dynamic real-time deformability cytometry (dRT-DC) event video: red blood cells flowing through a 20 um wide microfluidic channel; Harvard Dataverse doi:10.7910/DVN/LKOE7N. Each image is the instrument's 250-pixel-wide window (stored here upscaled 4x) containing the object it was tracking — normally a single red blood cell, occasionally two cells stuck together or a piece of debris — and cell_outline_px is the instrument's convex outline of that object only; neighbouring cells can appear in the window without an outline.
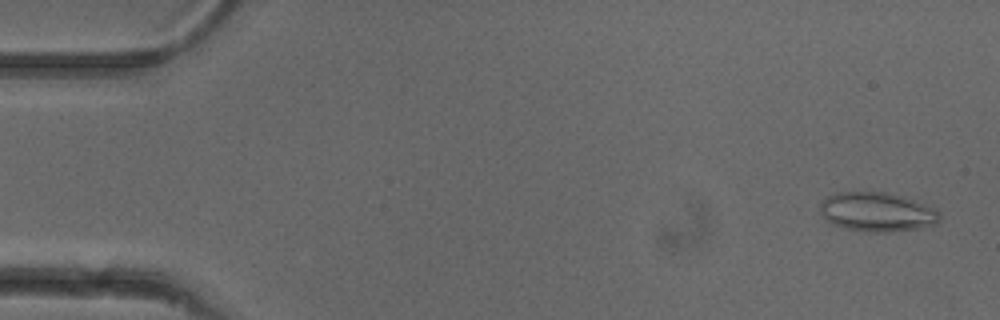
{"species": "common noctule bat (a hibernating species)", "species_latin": "Nyctalus noctula", "temperature_condition": "cold", "stored_images_in_passage": 52, "camera_frame_rate_fps": 3000, "um_per_image_px": 0.085, "animal": {"sex": "female"}, "frame": {"image": 1, "passage_image": 2, "time_ms": 0.333, "image_size_px": [1000, 320], "cell_outline_px": [[940, 220], [936, 224], [920, 228], [888, 232], [868, 232], [844, 228], [832, 224], [824, 220], [820, 212], [820, 204], [824, 196], [836, 192], [884, 192], [936, 208], [940, 212]], "centroid_in_image_um": [74.49, 18.03], "position_along_channel_um": 10.5, "area_um2": 27.4}}
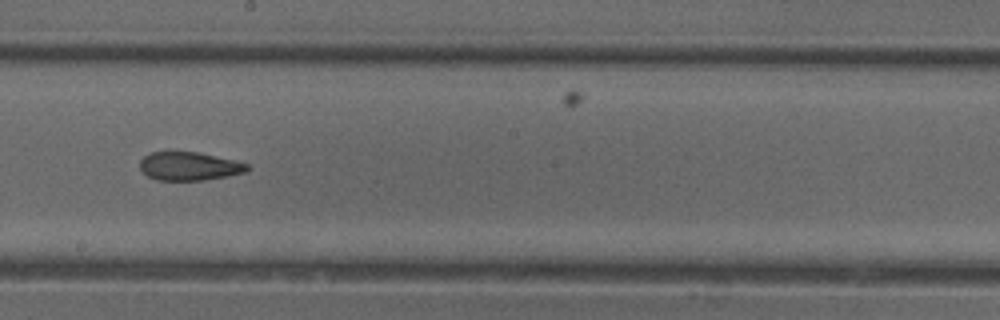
{"frame": {"image": 2, "passage_image": 29, "time_ms": 9.333, "image_size_px": [1000, 320], "cell_outline_px": [[248, 172], [204, 180], [156, 180], [148, 176], [140, 168], [140, 160], [144, 156], [152, 152], [200, 152], [248, 164]], "centroid_in_image_um": [16.07, 14.13], "position_along_channel_um": 232.1, "area_um2": 17.63}}
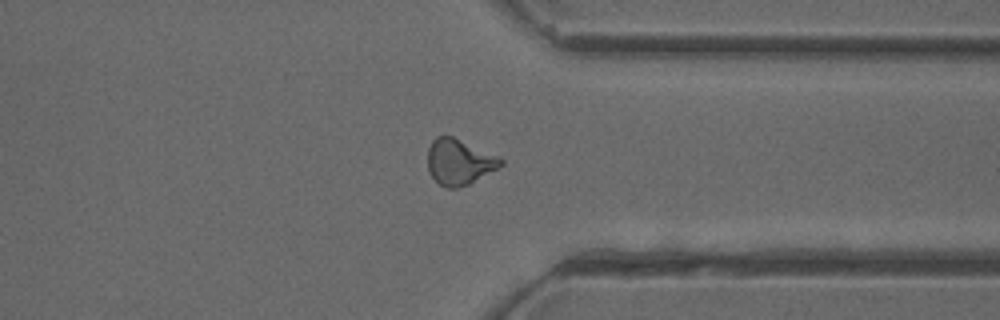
{"frame": {"image": 3, "passage_image": 40, "time_ms": 13.0, "image_size_px": [1000, 320], "cell_outline_px": [[504, 164], [468, 184], [456, 188], [448, 188], [440, 184], [432, 176], [428, 168], [428, 148], [432, 140], [436, 136], [452, 136], [500, 156], [504, 160]], "centroid_in_image_um": [39.04, 13.74], "position_along_channel_um": 372.4, "area_um2": 19.31}, "authors_computed_cell_mechanics": {"area_um2": 19.3341, "velocity_mm_per_s": 3.9049, "shape_relaxation_time_tau1_ms": null, "shape_relaxation_time_tau2_ms": 2.9079, "deformation_change_tau1": null, "deformation_change_tau2": 0.1134}}